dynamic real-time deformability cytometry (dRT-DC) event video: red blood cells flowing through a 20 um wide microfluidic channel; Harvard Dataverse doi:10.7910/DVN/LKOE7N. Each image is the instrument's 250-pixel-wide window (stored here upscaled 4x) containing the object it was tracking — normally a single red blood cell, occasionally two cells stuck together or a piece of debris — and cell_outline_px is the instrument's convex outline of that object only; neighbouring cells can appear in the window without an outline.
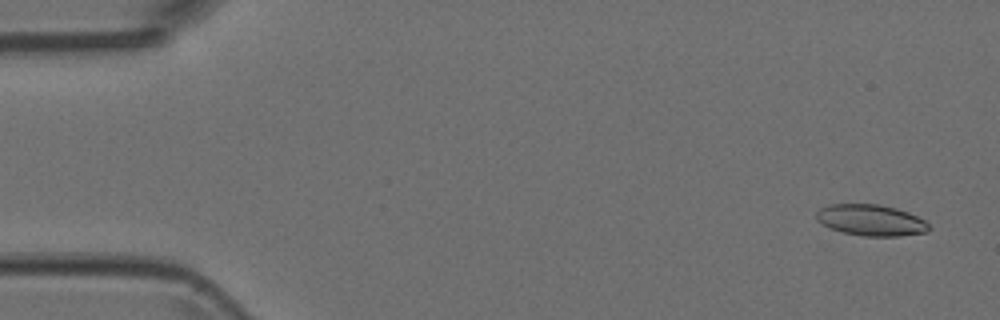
{"species": "Egyptian fruit bat (a non-hibernating species)", "species_latin": "Rousettus aegyptiacus", "temperature_condition": "room temperature", "stored_images_in_passage": 4, "camera_frame_rate_fps": 3000, "um_per_image_px": 0.085, "animal": {"sex": "female"}, "frame": {"image": 1, "passage_image": 1, "time_ms": 0.0, "image_size_px": [1000, 320], "cell_outline_px": [[928, 232], [900, 236], [864, 236], [844, 232], [832, 228], [816, 220], [816, 212], [820, 208], [828, 204], [880, 204], [896, 208], [908, 212], [924, 220], [928, 224]], "centroid_in_image_um": [74.03, 18.7], "position_along_channel_um": 11.0, "area_um2": 20.35}}
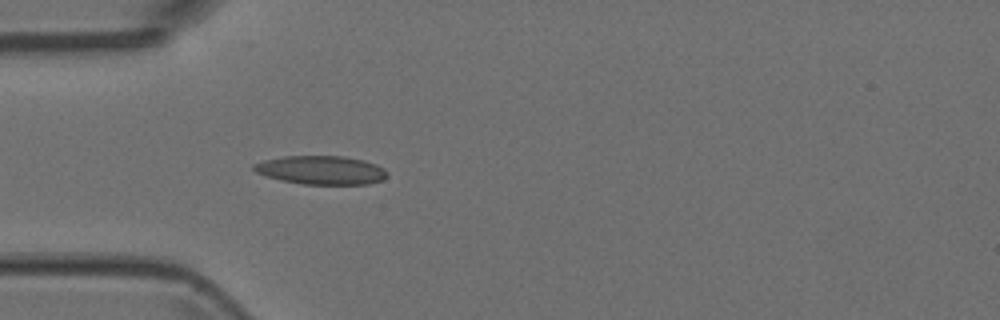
{"frame": {"image": 2, "passage_image": 4, "time_ms": 1.0, "image_size_px": [1000, 320], "cell_outline_px": [[388, 176], [384, 180], [368, 184], [304, 184], [280, 180], [256, 172], [252, 168], [252, 164], [264, 160], [284, 156], [344, 156], [364, 160], [376, 164], [384, 168], [388, 172]], "centroid_in_image_um": [27.34, 14.45], "position_along_channel_um": 57.7, "area_um2": 22.37}}